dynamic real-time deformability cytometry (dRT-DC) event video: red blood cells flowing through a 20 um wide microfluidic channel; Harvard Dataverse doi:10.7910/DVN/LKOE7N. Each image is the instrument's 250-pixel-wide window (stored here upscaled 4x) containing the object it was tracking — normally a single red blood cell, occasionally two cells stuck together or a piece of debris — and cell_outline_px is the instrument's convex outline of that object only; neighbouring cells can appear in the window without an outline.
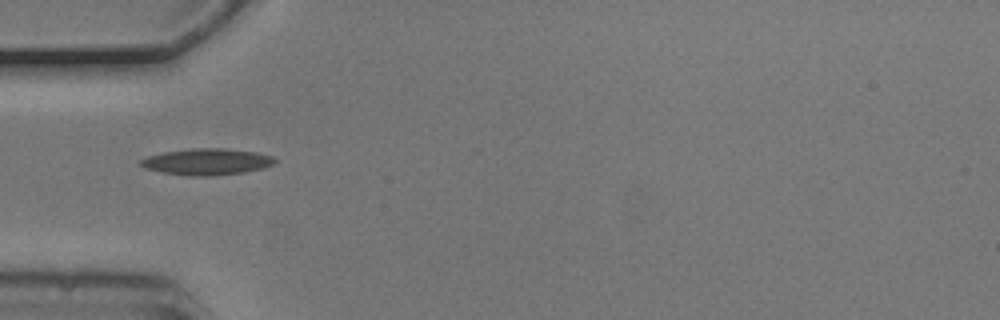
{"species": "common noctule bat (a hibernating species)", "species_latin": "Nyctalus noctula", "temperature_condition": "cold", "stored_images_in_passage": 5, "camera_frame_rate_fps": 3000, "um_per_image_px": 0.085, "animal": {"sex": "male", "body_mass_g": 20.5, "forearm_length_mm": 52.5}, "frame": {"image": 1, "passage_image": 5, "time_ms": 1.333, "image_size_px": [1000, 320], "cell_outline_px": [[276, 160], [272, 164], [264, 168], [244, 172], [212, 176], [188, 176], [164, 172], [144, 168], [140, 164], [140, 160], [148, 156], [164, 152], [192, 148], [224, 148], [256, 152], [272, 156]], "centroid_in_image_um": [17.59, 13.75], "position_along_channel_um": 67.4, "area_um2": 20.58}}